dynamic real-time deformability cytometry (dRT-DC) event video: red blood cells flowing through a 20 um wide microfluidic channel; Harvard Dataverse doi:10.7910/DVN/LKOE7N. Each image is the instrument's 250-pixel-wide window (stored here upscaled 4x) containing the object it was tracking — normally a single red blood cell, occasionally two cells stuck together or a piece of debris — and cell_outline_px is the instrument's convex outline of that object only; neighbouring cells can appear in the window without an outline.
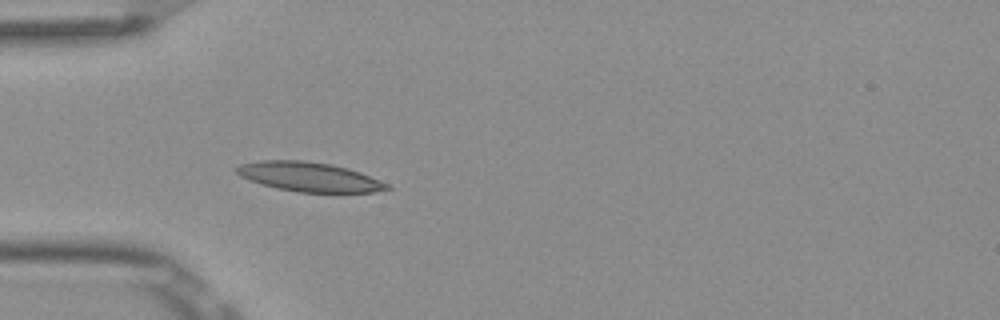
{"species": "Egyptian fruit bat (a non-hibernating species)", "species_latin": "Rousettus aegyptiacus", "temperature_condition": "room temperature", "stored_images_in_passage": 3, "camera_frame_rate_fps": 3000, "um_per_image_px": 0.085, "frame": {"image": 1, "passage_image": 3, "time_ms": 0.667, "image_size_px": [1000, 320], "cell_outline_px": [[392, 188], [372, 192], [296, 192], [276, 188], [260, 184], [240, 176], [236, 172], [236, 168], [240, 164], [260, 160], [304, 160], [332, 164], [348, 168], [360, 172], [388, 184]], "centroid_in_image_um": [26.25, 15.02], "position_along_channel_um": 58.7, "area_um2": 25.72}}